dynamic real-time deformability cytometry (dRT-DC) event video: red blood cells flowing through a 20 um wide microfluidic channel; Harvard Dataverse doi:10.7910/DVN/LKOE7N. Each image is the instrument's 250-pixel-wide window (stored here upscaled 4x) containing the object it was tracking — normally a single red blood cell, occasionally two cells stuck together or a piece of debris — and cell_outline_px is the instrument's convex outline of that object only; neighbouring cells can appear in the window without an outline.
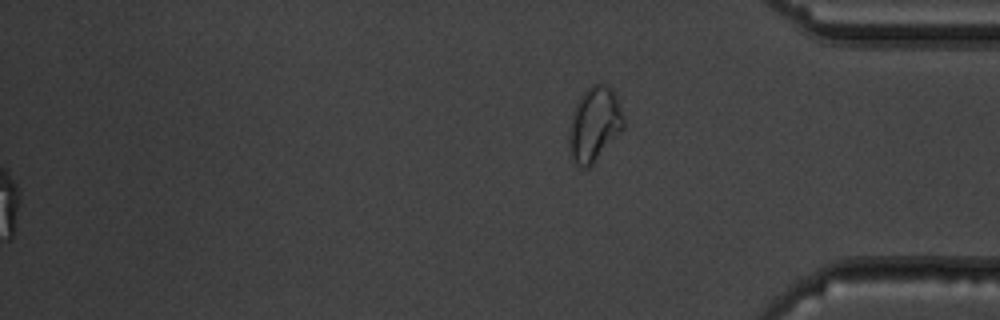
{"species": "common noctule bat (a hibernating species)", "species_latin": "Nyctalus noctula", "temperature_condition": "warm", "stored_images_in_passage": 51, "segment_of_instrument_passage": [2, 2], "camera_frame_rate_fps": 3000, "um_per_image_px": 0.085, "animal": {"sex": "male", "body_mass_g": 19.5, "forearm_length_mm": 54.6}, "frame": {"image": 1, "passage_image": 51, "time_ms": 16.667, "image_size_px": [1000, 320], "cell_outline_px": [[624, 128], [592, 164], [588, 168], [580, 168], [576, 164], [572, 156], [568, 140], [572, 112], [580, 96], [592, 84], [608, 84], [612, 88], [616, 96], [624, 116]], "centroid_in_image_um": [50.53, 10.54], "position_along_channel_um": 384.7, "area_um2": 23.52}}